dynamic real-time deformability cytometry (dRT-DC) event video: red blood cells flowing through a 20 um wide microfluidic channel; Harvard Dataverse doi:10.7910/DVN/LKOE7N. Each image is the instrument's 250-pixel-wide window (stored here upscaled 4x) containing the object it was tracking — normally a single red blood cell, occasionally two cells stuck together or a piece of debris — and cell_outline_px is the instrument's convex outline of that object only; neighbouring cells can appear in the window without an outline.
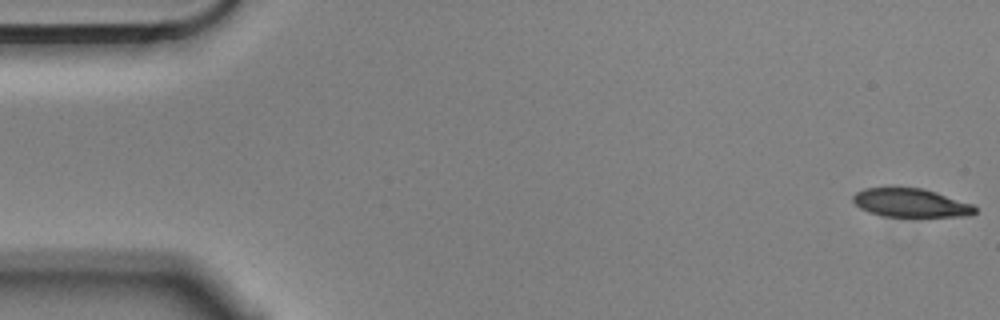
{"species": "Egyptian fruit bat (a non-hibernating species)", "species_latin": "Rousettus aegyptiacus", "temperature_condition": "cold", "stored_images_in_passage": 11, "camera_frame_rate_fps": 3000, "um_per_image_px": 0.085, "animal": {"sex": "male"}, "frame": {"image": 1, "passage_image": 1, "time_ms": 0.0, "image_size_px": [1000, 320], "cell_outline_px": [[976, 212], [972, 216], [880, 216], [868, 212], [860, 208], [852, 200], [852, 196], [856, 192], [864, 188], [924, 188], [972, 204], [976, 208]], "centroid_in_image_um": [77.4, 17.25], "position_along_channel_um": 7.6, "area_um2": 20.23}}
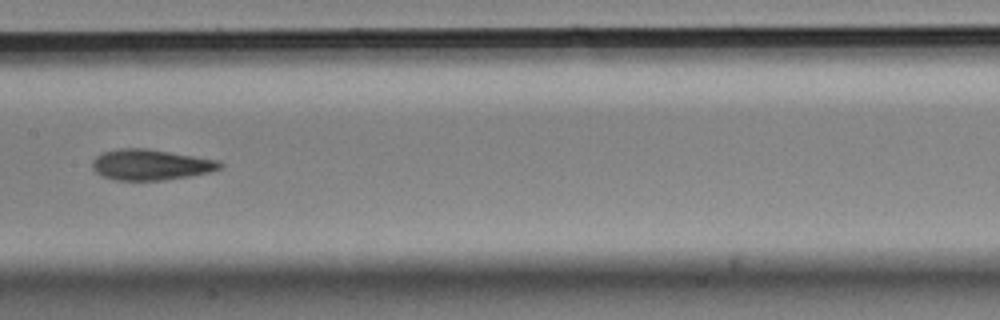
{"frame": {"image": 2, "passage_image": 8, "time_ms": 2.333, "image_size_px": [1000, 320], "cell_outline_px": [[224, 164], [220, 168], [208, 172], [188, 176], [164, 180], [116, 180], [100, 176], [92, 168], [92, 160], [96, 156], [104, 152], [120, 148], [148, 148], [220, 160]], "centroid_in_image_um": [12.79, 13.99], "position_along_channel_um": 194.6, "area_um2": 22.95}}
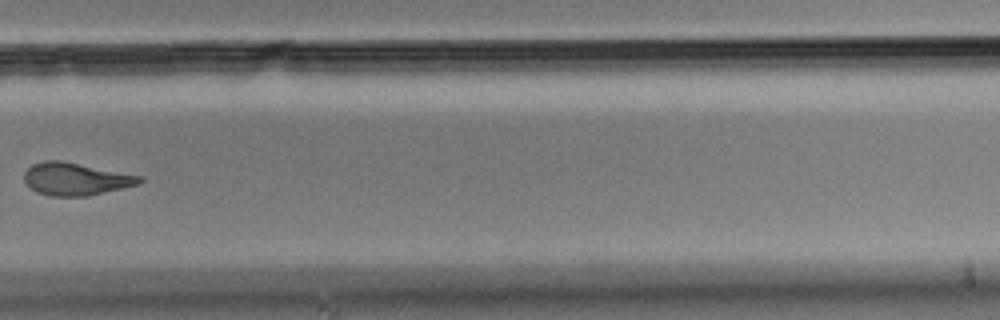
{"frame": {"image": 3, "passage_image": 11, "time_ms": 3.333, "image_size_px": [1000, 320], "cell_outline_px": [[144, 180], [136, 184], [88, 196], [48, 196], [36, 192], [24, 180], [24, 172], [32, 164], [44, 160], [60, 160], [144, 176]], "centroid_in_image_um": [6.42, 15.2], "position_along_channel_um": 323.4, "area_um2": 21.79}}